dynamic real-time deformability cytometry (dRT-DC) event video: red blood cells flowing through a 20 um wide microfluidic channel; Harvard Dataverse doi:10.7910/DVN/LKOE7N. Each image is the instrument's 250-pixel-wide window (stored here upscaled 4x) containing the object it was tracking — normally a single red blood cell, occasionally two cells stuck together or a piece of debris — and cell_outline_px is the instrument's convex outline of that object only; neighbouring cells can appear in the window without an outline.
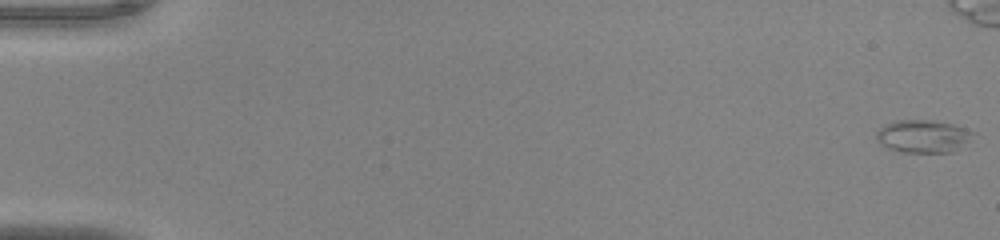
{"species": "common noctule bat (a hibernating species)", "species_latin": "Nyctalus noctula", "temperature_condition": "warm", "stored_images_in_passage": 49, "camera_frame_rate_fps": 3000, "um_per_image_px": 0.085, "animal": {"sex": "male", "body_mass_g": 20.0, "forearm_length_mm": 53.3}, "frame": {"image": 1, "passage_image": 1, "time_ms": 0.0, "image_size_px": [1000, 240], "cell_outline_px": [[980, 136], [956, 152], [904, 152], [888, 148], [880, 144], [876, 136], [876, 132], [884, 124], [896, 120], [936, 120], [952, 124], [976, 132]], "centroid_in_image_um": [78.58, 11.58], "position_along_channel_um": 6.4, "area_um2": 19.07}}
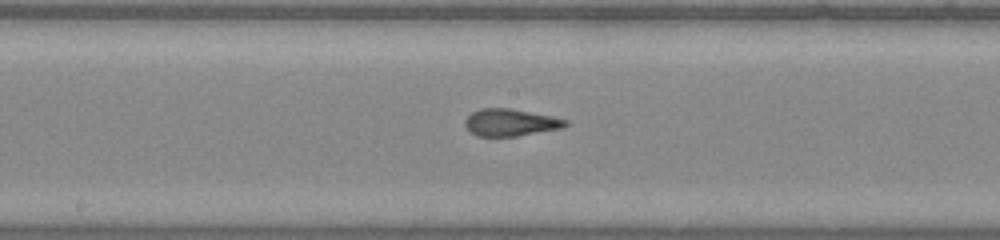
{"frame": {"image": 2, "passage_image": 29, "time_ms": 9.333, "image_size_px": [1000, 240], "cell_outline_px": [[568, 124], [564, 128], [516, 136], [476, 136], [464, 124], [464, 120], [472, 112], [480, 108], [508, 108], [552, 116], [568, 120]], "centroid_in_image_um": [43.4, 10.41], "position_along_channel_um": 204.8, "area_um2": 15.84}}
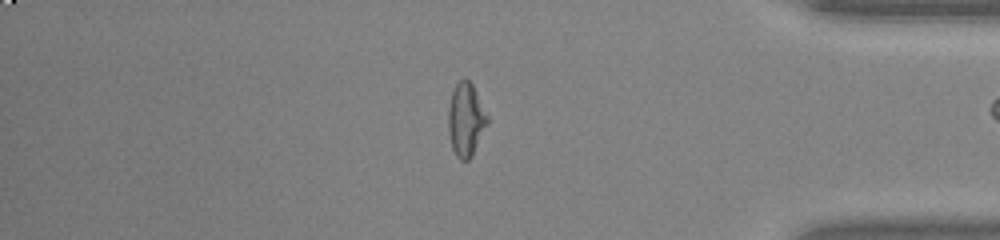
{"frame": {"image": 3, "passage_image": 45, "time_ms": 14.667, "image_size_px": [1000, 240], "cell_outline_px": [[488, 124], [472, 156], [468, 160], [460, 160], [456, 156], [452, 148], [448, 132], [448, 108], [452, 92], [456, 84], [464, 76], [472, 84], [488, 116]], "centroid_in_image_um": [39.59, 10.18], "position_along_channel_um": 395.6, "area_um2": 16.76}, "authors_computed_cell_mechanics": {"area_um2": 16.5886, "velocity_mm_per_s": 4.0426, "shape_relaxation_time_tau1_ms": null, "shape_relaxation_time_tau2_ms": 1.1948, "deformation_change_tau1": null, "deformation_change_tau2": 0.0978}}